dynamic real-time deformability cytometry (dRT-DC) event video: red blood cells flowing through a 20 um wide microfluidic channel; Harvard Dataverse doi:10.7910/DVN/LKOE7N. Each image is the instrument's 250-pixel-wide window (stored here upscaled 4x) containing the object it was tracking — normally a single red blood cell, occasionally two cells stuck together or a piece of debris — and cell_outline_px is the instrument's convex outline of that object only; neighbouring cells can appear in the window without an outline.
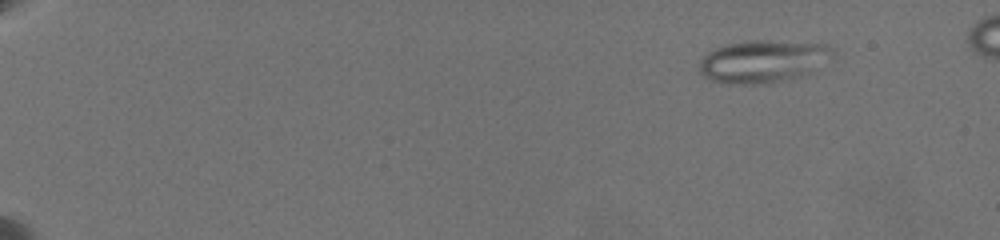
{"species": "common noctule bat (a hibernating species)", "species_latin": "Nyctalus noctula", "temperature_condition": "warm", "stored_images_in_passage": 25, "camera_frame_rate_fps": 3000, "um_per_image_px": 0.085, "animal": {"sex": "female", "body_mass_g": 19.5, "forearm_length_mm": 54.1}, "frame": {"image": 1, "passage_image": 1, "time_ms": 0.0, "image_size_px": [1000, 240], "cell_outline_px": [[836, 52], [832, 56], [808, 72], [800, 76], [772, 84], [744, 84], [712, 80], [704, 76], [700, 72], [700, 60], [708, 52], [724, 44], [744, 40], [760, 40], [828, 44]], "centroid_in_image_um": [64.84, 5.2], "position_along_channel_um": 20.2, "area_um2": 32.83}}
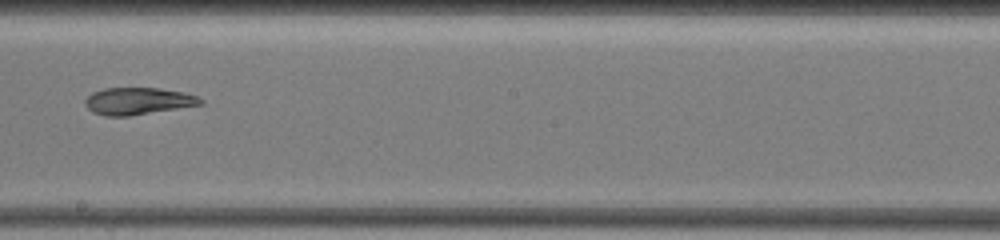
{"frame": {"image": 2, "passage_image": 15, "time_ms": 10.667, "image_size_px": [1000, 240], "cell_outline_px": [[204, 104], [128, 116], [104, 116], [92, 112], [84, 104], [84, 100], [92, 92], [104, 88], [160, 88], [180, 92], [196, 96], [204, 100]], "centroid_in_image_um": [11.69, 8.59], "position_along_channel_um": 236.5, "area_um2": 18.15}}
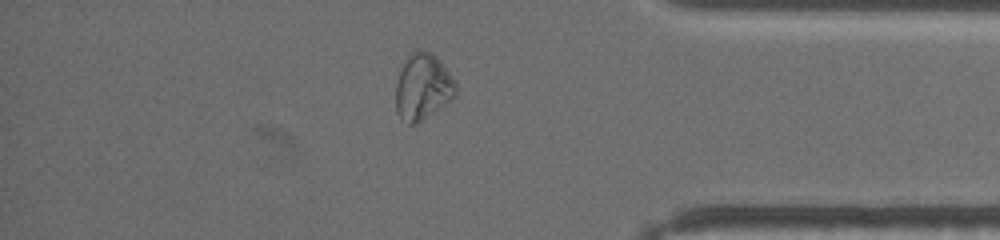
{"frame": {"image": 3, "passage_image": 22, "time_ms": 15.667, "image_size_px": [1000, 240], "cell_outline_px": [[456, 96], [452, 100], [416, 124], [408, 124], [400, 120], [396, 112], [396, 84], [400, 72], [408, 52], [416, 48], [420, 48], [432, 52], [440, 60], [452, 76], [456, 84]], "centroid_in_image_um": [35.93, 7.36], "position_along_channel_um": 399.3, "area_um2": 23.64}, "authors_computed_cell_mechanics": {"area_um2": 24.0448, "velocity_mm_per_s": 3.5577, "shape_relaxation_time_tau1_ms": null, "shape_relaxation_time_tau2_ms": 2.348, "deformation_change_tau1": null, "deformation_change_tau2": 0.0729}}